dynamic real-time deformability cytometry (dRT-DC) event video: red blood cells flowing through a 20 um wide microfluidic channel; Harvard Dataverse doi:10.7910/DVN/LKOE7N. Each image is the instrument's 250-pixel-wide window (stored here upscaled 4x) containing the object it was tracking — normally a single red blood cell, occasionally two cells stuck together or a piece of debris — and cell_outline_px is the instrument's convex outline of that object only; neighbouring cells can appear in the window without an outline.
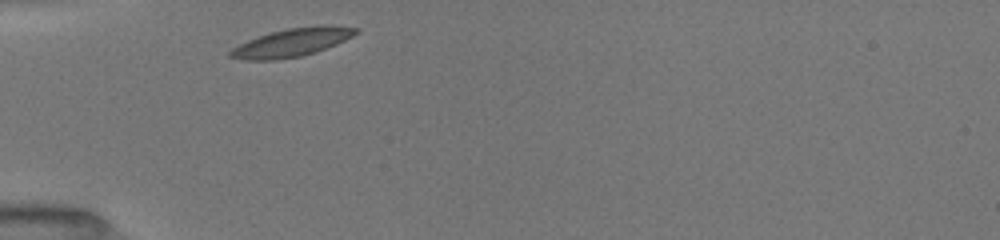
{"species": "common noctule bat (a hibernating species)", "species_latin": "Nyctalus noctula", "temperature_condition": "room temperature", "stored_images_in_passage": 15, "camera_frame_rate_fps": 3000, "um_per_image_px": 0.085, "animal": {"sex": "female", "body_mass_g": 19.5, "forearm_length_mm": 54.1}, "frame": {"image": 1, "passage_image": 1, "time_ms": 0.0, "image_size_px": [1000, 240], "cell_outline_px": [[360, 32], [336, 44], [316, 52], [300, 56], [276, 60], [240, 60], [228, 56], [228, 52], [232, 48], [248, 40], [268, 32], [288, 28], [320, 24], [328, 24], [360, 28]], "centroid_in_image_um": [24.82, 3.59], "position_along_channel_um": 60.2, "area_um2": 20.98}}
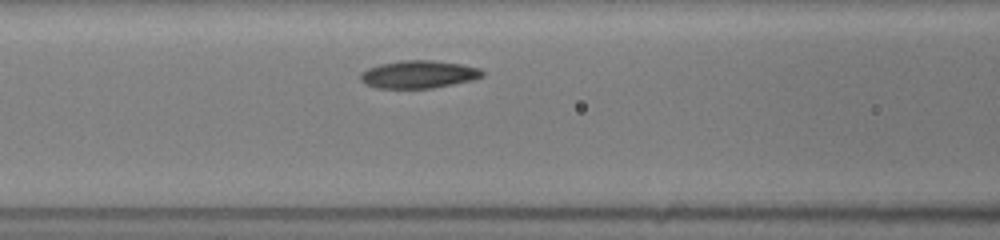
{"frame": {"image": 2, "passage_image": 6, "time_ms": 2.0, "image_size_px": [1000, 240], "cell_outline_px": [[484, 76], [472, 80], [432, 88], [376, 88], [364, 84], [360, 80], [360, 72], [368, 68], [380, 64], [400, 60], [432, 60], [460, 64], [480, 68], [484, 72]], "centroid_in_image_um": [35.55, 6.32], "position_along_channel_um": 131.0, "area_um2": 19.77}}
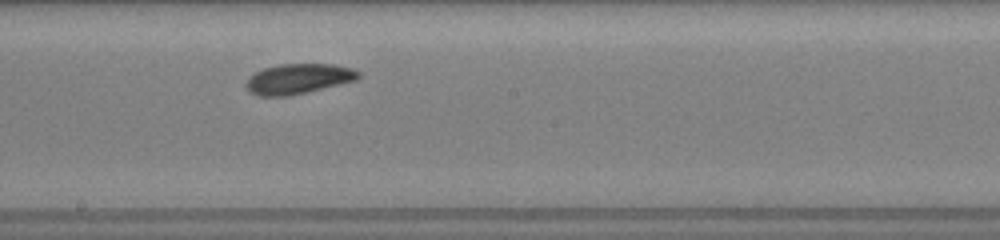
{"frame": {"image": 3, "passage_image": 12, "time_ms": 4.333, "image_size_px": [1000, 240], "cell_outline_px": [[360, 76], [356, 80], [288, 96], [260, 96], [252, 92], [244, 84], [248, 76], [264, 68], [276, 64], [336, 64], [352, 68], [360, 72]], "centroid_in_image_um": [25.34, 6.68], "position_along_channel_um": 222.9, "area_um2": 19.65}}